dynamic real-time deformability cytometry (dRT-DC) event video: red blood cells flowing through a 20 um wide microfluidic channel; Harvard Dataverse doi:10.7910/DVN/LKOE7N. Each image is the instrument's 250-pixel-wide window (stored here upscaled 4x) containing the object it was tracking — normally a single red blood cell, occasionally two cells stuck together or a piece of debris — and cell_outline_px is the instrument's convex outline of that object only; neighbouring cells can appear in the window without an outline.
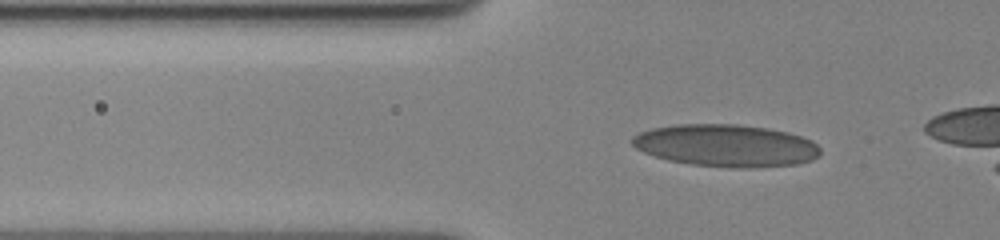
{"species": "human", "species_latin": "Homo sapiens", "temperature_condition": "cold", "stored_images_in_passage": 46, "camera_frame_rate_fps": 3000, "um_per_image_px": 0.085, "donor": {"sex": "female"}, "frame": {"image": 1, "passage_image": 13, "time_ms": 4.0, "image_size_px": [1000, 240], "cell_outline_px": [[820, 156], [812, 160], [796, 164], [748, 168], [732, 168], [692, 164], [668, 160], [644, 152], [636, 148], [628, 140], [632, 136], [640, 132], [652, 128], [676, 124], [736, 124], [768, 128], [788, 132], [812, 140], [820, 148]], "centroid_in_image_um": [61.71, 12.37], "position_along_channel_um": 64.1, "area_um2": 46.53}}
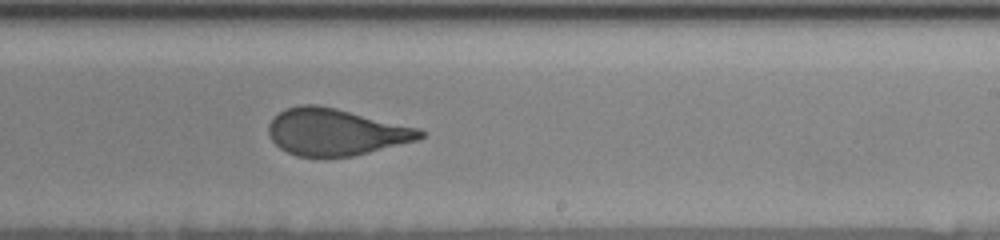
{"frame": {"image": 2, "passage_image": 31, "time_ms": 10.0, "image_size_px": [1000, 240], "cell_outline_px": [[424, 136], [416, 140], [352, 156], [296, 156], [280, 148], [272, 140], [268, 132], [268, 124], [284, 108], [300, 104], [316, 104], [336, 108], [420, 128], [424, 132]], "centroid_in_image_um": [28.51, 11.2], "position_along_channel_um": 260.5, "area_um2": 40.98}}
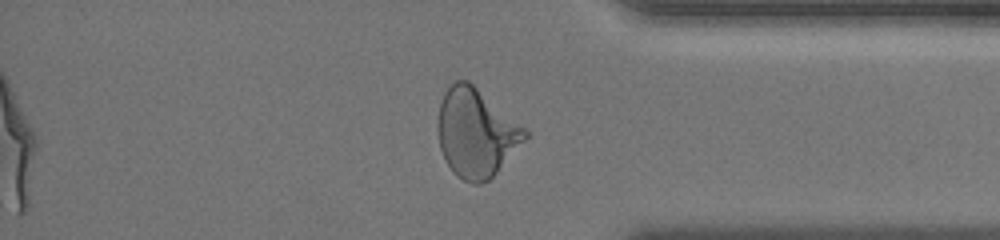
{"frame": {"image": 3, "passage_image": 43, "time_ms": 14.0, "image_size_px": [1000, 240], "cell_outline_px": [[528, 136], [496, 172], [488, 180], [480, 184], [472, 184], [456, 176], [452, 172], [440, 148], [436, 128], [436, 124], [440, 104], [444, 92], [456, 80], [468, 80], [524, 128], [528, 132]], "centroid_in_image_um": [40.41, 11.3], "position_along_channel_um": 394.8, "area_um2": 44.27}}